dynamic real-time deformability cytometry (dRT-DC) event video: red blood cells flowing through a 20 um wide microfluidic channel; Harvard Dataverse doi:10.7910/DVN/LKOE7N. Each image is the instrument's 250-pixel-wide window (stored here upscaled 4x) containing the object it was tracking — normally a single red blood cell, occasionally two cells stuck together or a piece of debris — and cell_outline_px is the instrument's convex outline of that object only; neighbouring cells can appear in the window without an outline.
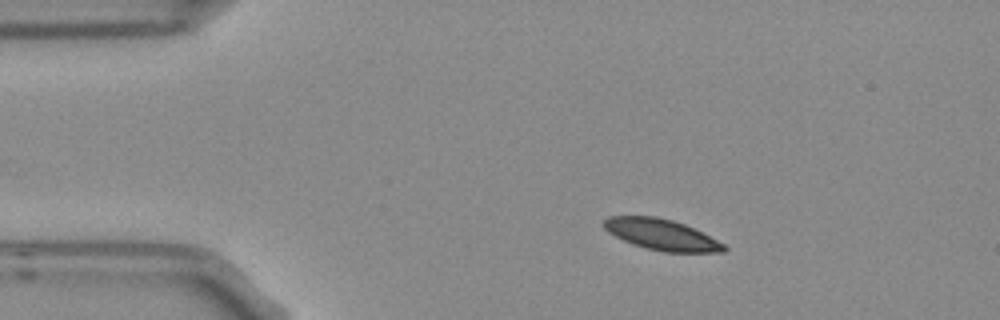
{"species": "Egyptian fruit bat (a non-hibernating species)", "species_latin": "Rousettus aegyptiacus", "temperature_condition": "room temperature", "stored_images_in_passage": 6, "camera_frame_rate_fps": 3000, "um_per_image_px": 0.085, "frame": {"image": 1, "passage_image": 2, "time_ms": 0.333, "image_size_px": [1000, 320], "cell_outline_px": [[728, 248], [724, 252], [664, 252], [644, 248], [632, 244], [608, 232], [600, 224], [608, 216], [656, 216], [672, 220], [684, 224], [724, 244]], "centroid_in_image_um": [56.18, 19.94], "position_along_channel_um": 28.8, "area_um2": 21.56}}
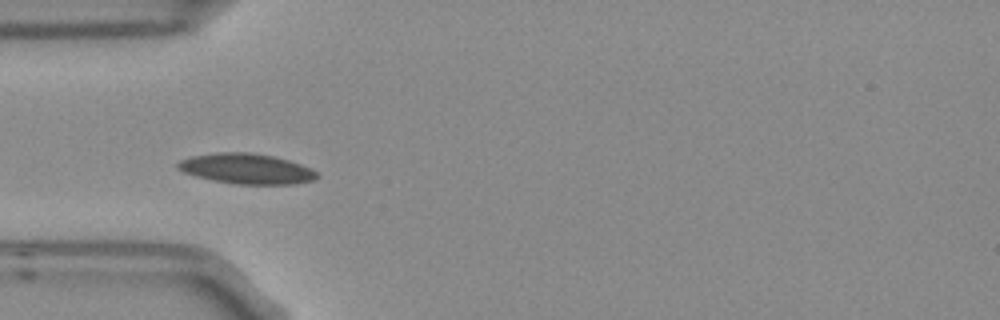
{"frame": {"image": 2, "passage_image": 4, "time_ms": 1.0, "image_size_px": [1000, 320], "cell_outline_px": [[320, 176], [312, 180], [296, 184], [236, 184], [212, 180], [196, 176], [184, 172], [176, 168], [176, 164], [180, 160], [192, 156], [220, 152], [248, 152], [272, 156], [288, 160], [312, 168]], "centroid_in_image_um": [20.95, 14.34], "position_along_channel_um": 64.0, "area_um2": 24.51}}
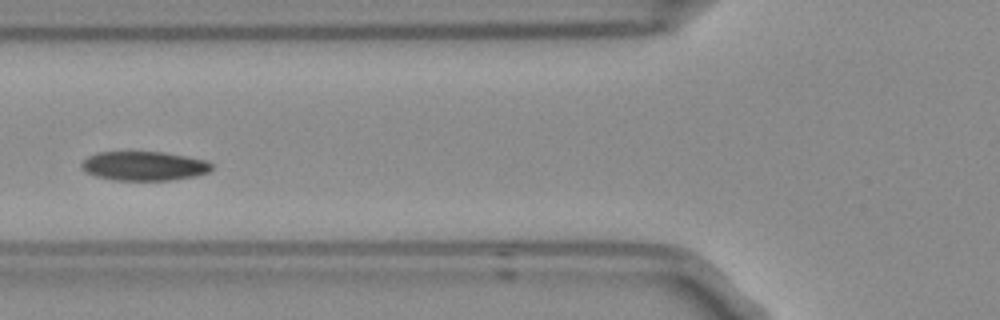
{"frame": {"image": 3, "passage_image": 5, "time_ms": 1.333, "image_size_px": [1000, 320], "cell_outline_px": [[212, 168], [208, 172], [196, 176], [172, 180], [112, 180], [96, 176], [84, 172], [80, 168], [80, 164], [88, 156], [96, 152], [164, 152], [204, 160], [212, 164]], "centroid_in_image_um": [12.19, 14.11], "position_along_channel_um": 113.6, "area_um2": 22.2}}